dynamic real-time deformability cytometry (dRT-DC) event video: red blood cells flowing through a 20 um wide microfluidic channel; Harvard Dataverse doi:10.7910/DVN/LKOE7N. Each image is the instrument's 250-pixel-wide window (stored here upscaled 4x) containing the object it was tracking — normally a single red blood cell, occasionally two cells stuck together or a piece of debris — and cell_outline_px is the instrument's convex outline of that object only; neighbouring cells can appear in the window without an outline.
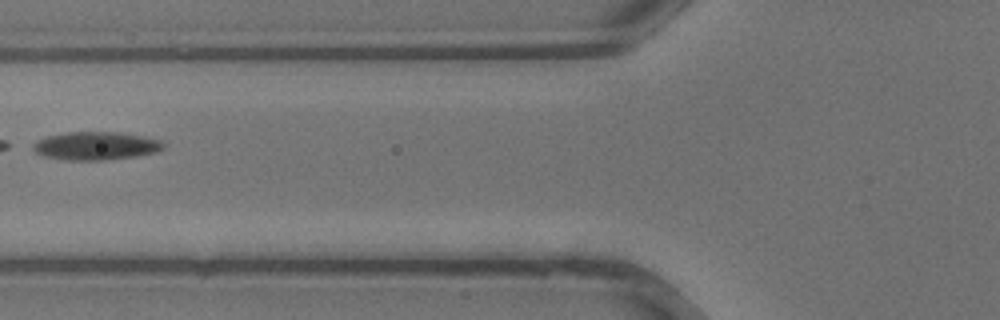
{"species": "common noctule bat (a hibernating species)", "species_latin": "Nyctalus noctula", "temperature_condition": "warm", "stored_images_in_passage": 24, "camera_frame_rate_fps": 3000, "um_per_image_px": 0.085, "animal": {"sex": "male", "body_mass_g": 13.3}, "frame": {"image": 1, "passage_image": 4, "time_ms": 1.0, "image_size_px": [1000, 320], "cell_outline_px": [[164, 148], [156, 152], [136, 156], [100, 160], [64, 160], [44, 156], [36, 152], [32, 148], [32, 144], [36, 140], [48, 136], [68, 132], [116, 132], [140, 136], [160, 140], [164, 144]], "centroid_in_image_um": [8.11, 12.4], "position_along_channel_um": 117.7, "area_um2": 21.21}}
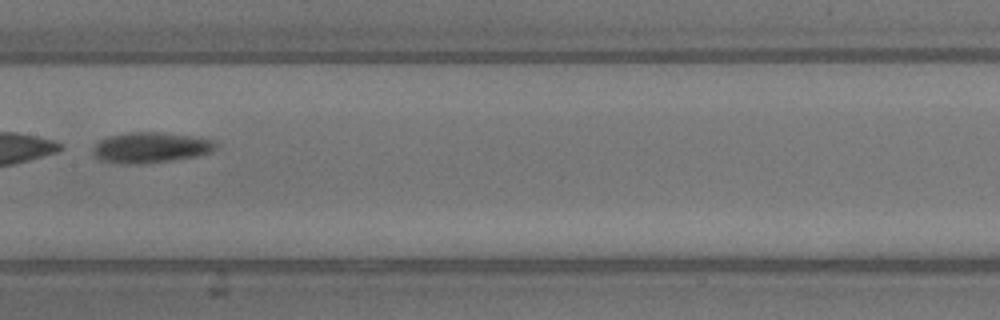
{"frame": {"image": 2, "passage_image": 8, "time_ms": 2.333, "image_size_px": [1000, 320], "cell_outline_px": [[216, 148], [212, 152], [196, 156], [172, 160], [140, 164], [120, 164], [100, 160], [92, 156], [92, 148], [100, 140], [108, 136], [128, 132], [156, 132], [188, 136], [212, 140], [216, 144]], "centroid_in_image_um": [12.73, 12.56], "position_along_channel_um": 194.7, "area_um2": 21.85}}